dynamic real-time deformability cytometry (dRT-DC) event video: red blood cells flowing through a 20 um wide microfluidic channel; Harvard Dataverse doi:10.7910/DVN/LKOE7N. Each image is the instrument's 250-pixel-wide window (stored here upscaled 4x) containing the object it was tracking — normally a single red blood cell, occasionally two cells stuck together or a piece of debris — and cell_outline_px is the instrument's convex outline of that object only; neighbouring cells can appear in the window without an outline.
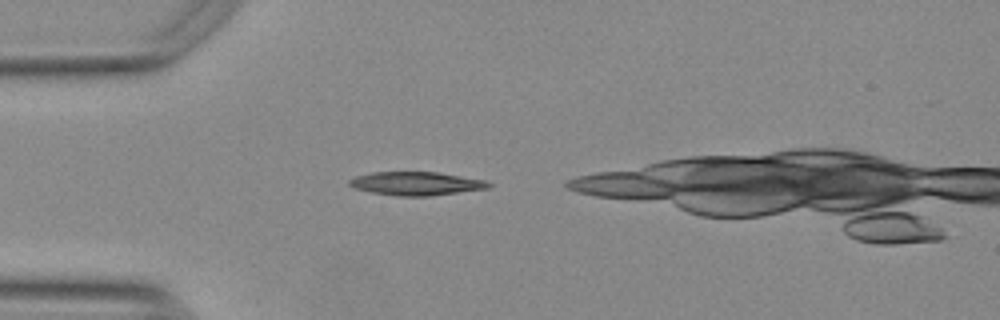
{"species": "Egyptian fruit bat (a non-hibernating species)", "species_latin": "Rousettus aegyptiacus", "temperature_condition": "warm", "stored_images_in_passage": 25, "camera_frame_rate_fps": 3000, "um_per_image_px": 0.085, "animal": {"sex": "female"}, "frame": {"image": 1, "passage_image": 3, "time_ms": 0.667, "image_size_px": [1000, 320], "cell_outline_px": [[492, 184], [488, 188], [428, 196], [396, 196], [372, 192], [356, 188], [348, 184], [348, 180], [356, 176], [372, 172], [436, 172], [488, 180]], "centroid_in_image_um": [35.39, 15.59], "position_along_channel_um": 49.6, "area_um2": 18.96}}
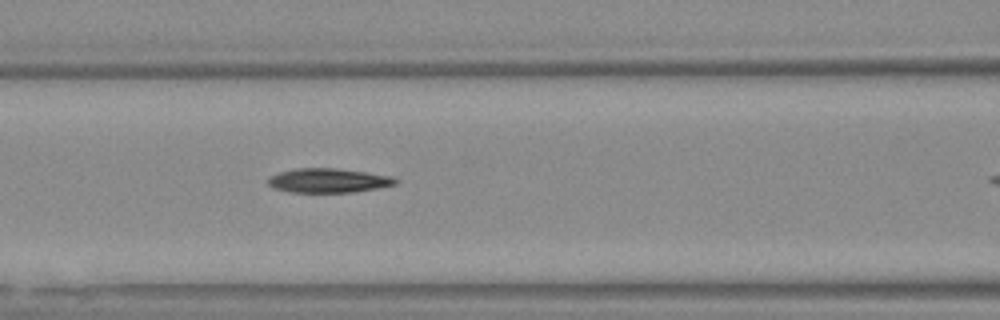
{"frame": {"image": 2, "passage_image": 11, "time_ms": 3.333, "image_size_px": [1000, 320], "cell_outline_px": [[400, 180], [396, 184], [376, 188], [352, 192], [288, 192], [272, 188], [268, 184], [268, 176], [280, 172], [296, 168], [336, 168], [392, 176]], "centroid_in_image_um": [27.88, 15.34], "position_along_channel_um": 138.7, "area_um2": 18.03}}
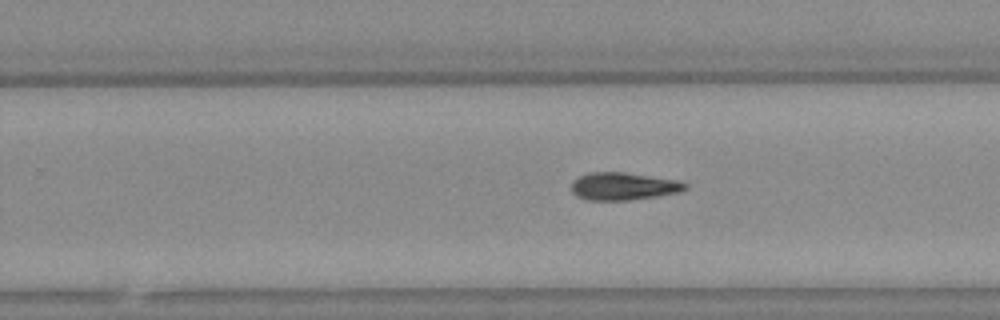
{"frame": {"image": 3, "passage_image": 22, "time_ms": 7.0, "image_size_px": [1000, 320], "cell_outline_px": [[688, 188], [680, 192], [656, 196], [628, 200], [584, 200], [576, 196], [572, 192], [572, 180], [588, 172], [624, 172], [680, 180], [688, 184]], "centroid_in_image_um": [52.99, 15.83], "position_along_channel_um": 276.8, "area_um2": 18.5}}